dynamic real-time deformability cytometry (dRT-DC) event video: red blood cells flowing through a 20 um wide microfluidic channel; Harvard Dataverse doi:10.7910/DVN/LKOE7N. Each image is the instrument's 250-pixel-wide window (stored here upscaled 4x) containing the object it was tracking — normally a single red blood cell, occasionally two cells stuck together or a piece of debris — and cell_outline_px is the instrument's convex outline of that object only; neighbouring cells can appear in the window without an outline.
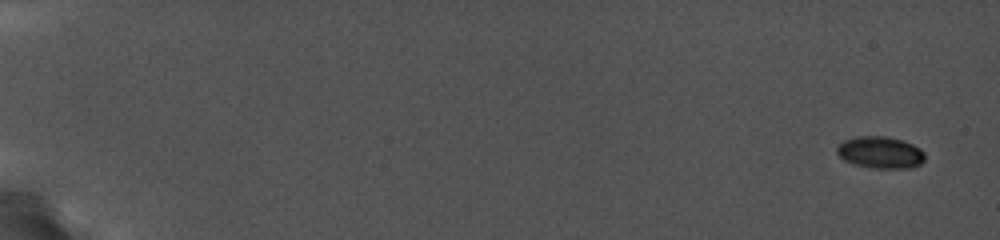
{"species": "common noctule bat (a hibernating species)", "species_latin": "Nyctalus noctula", "temperature_condition": "cold", "stored_images_in_passage": 22, "camera_frame_rate_fps": 5000, "um_per_image_px": 0.085, "animal": {"sex": "female", "body_mass_g": 19.0, "forearm_length_mm": 56.7}, "frame": {"image": 1, "passage_image": 1, "time_ms": 0.0, "image_size_px": [1000, 240], "cell_outline_px": [[924, 160], [920, 164], [912, 168], [872, 168], [856, 164], [844, 160], [836, 152], [836, 148], [844, 140], [856, 136], [884, 136], [904, 140], [920, 148], [924, 152]], "centroid_in_image_um": [74.84, 12.95], "position_along_channel_um": 10.2, "area_um2": 16.36}}
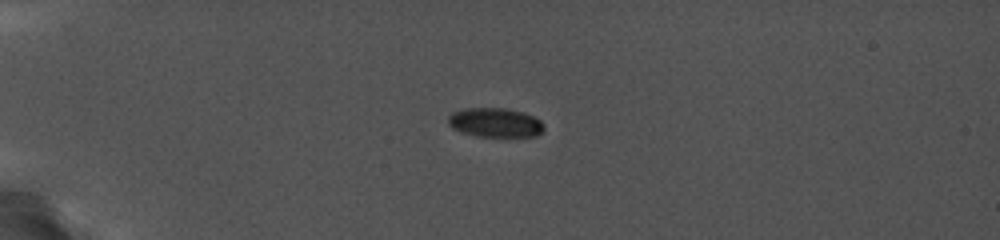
{"frame": {"image": 2, "passage_image": 11, "time_ms": 4.8, "image_size_px": [1000, 240], "cell_outline_px": [[544, 128], [536, 136], [480, 136], [464, 132], [452, 128], [448, 120], [448, 116], [452, 112], [464, 108], [508, 108], [524, 112], [540, 120], [544, 124]], "centroid_in_image_um": [42.1, 10.4], "position_along_channel_um": 42.9, "area_um2": 16.18}}